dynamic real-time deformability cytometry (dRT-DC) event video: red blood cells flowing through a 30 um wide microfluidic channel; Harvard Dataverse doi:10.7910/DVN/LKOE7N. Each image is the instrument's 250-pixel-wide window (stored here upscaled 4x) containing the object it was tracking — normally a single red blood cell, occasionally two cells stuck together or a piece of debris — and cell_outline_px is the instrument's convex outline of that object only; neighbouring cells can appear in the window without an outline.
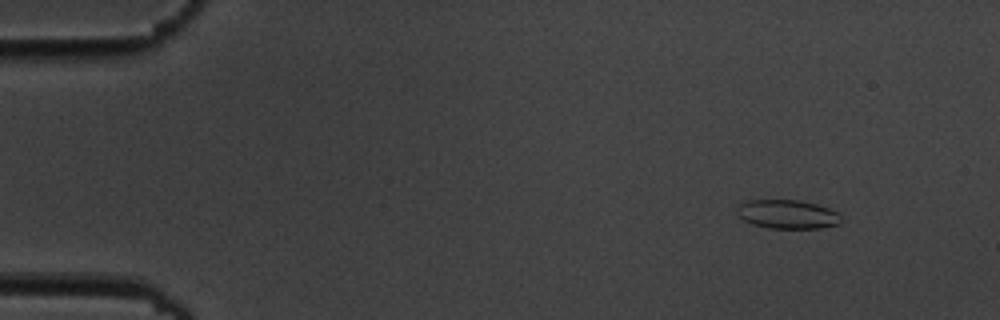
{"species": "common noctule bat (a hibernating species)", "species_latin": "Nyctalus noctula", "temperature_condition": "cold", "stored_images_in_passage": 4, "camera_frame_rate_fps": 3000, "um_per_image_px": 0.085, "animal": {"sex": "male", "body_mass_g": 19.5, "forearm_length_mm": 54.6}, "frame": {"image": 1, "passage_image": 1, "time_ms": 0.0, "image_size_px": [1000, 320], "cell_outline_px": [[840, 224], [820, 228], [768, 228], [752, 224], [744, 220], [736, 212], [736, 208], [740, 204], [748, 200], [800, 200], [816, 204], [828, 208], [836, 212], [840, 216]], "centroid_in_image_um": [66.91, 18.21], "position_along_channel_um": 18.1, "area_um2": 17.46}}
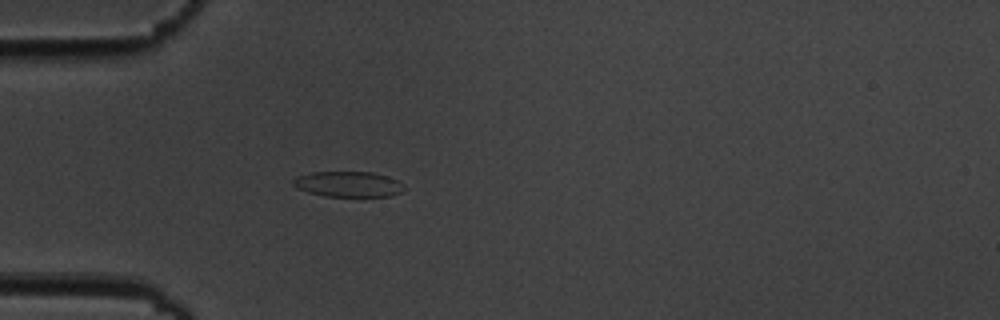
{"frame": {"image": 2, "passage_image": 4, "time_ms": 3.667, "image_size_px": [1000, 320], "cell_outline_px": [[404, 188], [400, 192], [392, 196], [324, 196], [308, 192], [292, 184], [292, 180], [296, 176], [312, 172], [372, 172], [388, 176], [404, 184]], "centroid_in_image_um": [29.61, 15.65], "position_along_channel_um": 55.4, "area_um2": 16.42}}